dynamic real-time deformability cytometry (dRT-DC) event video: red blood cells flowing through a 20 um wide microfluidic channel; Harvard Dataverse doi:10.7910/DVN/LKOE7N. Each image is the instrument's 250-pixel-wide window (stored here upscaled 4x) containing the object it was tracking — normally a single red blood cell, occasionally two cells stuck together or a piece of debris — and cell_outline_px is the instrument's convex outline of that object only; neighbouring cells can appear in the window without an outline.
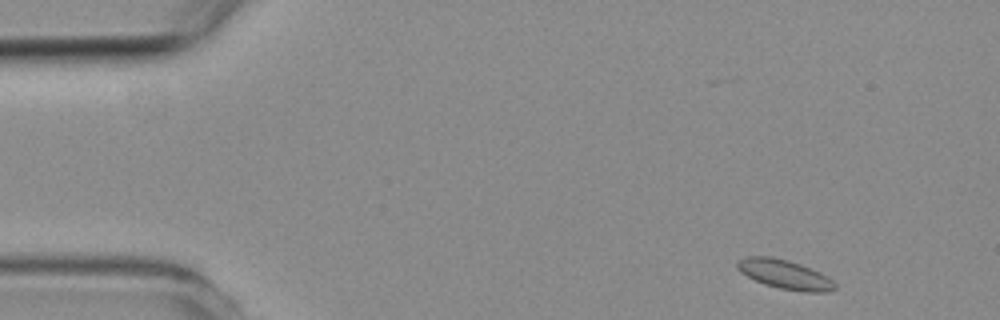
{"species": "common noctule bat (a hibernating species)", "species_latin": "Nyctalus noctula", "temperature_condition": "room temperature", "stored_images_in_passage": 3, "camera_frame_rate_fps": 3000, "um_per_image_px": 0.085, "animal": {"sex": "female", "body_mass_g": 19.3, "forearm_length_mm": 54.1}, "frame": {"image": 1, "passage_image": 1, "time_ms": 0.0, "image_size_px": [1000, 320], "cell_outline_px": [[836, 288], [828, 292], [804, 292], [780, 288], [764, 284], [740, 272], [736, 268], [736, 264], [740, 260], [748, 256], [772, 256], [788, 260], [800, 264], [820, 272], [828, 276], [836, 284]], "centroid_in_image_um": [66.73, 23.32], "position_along_channel_um": 18.3, "area_um2": 16.59}}